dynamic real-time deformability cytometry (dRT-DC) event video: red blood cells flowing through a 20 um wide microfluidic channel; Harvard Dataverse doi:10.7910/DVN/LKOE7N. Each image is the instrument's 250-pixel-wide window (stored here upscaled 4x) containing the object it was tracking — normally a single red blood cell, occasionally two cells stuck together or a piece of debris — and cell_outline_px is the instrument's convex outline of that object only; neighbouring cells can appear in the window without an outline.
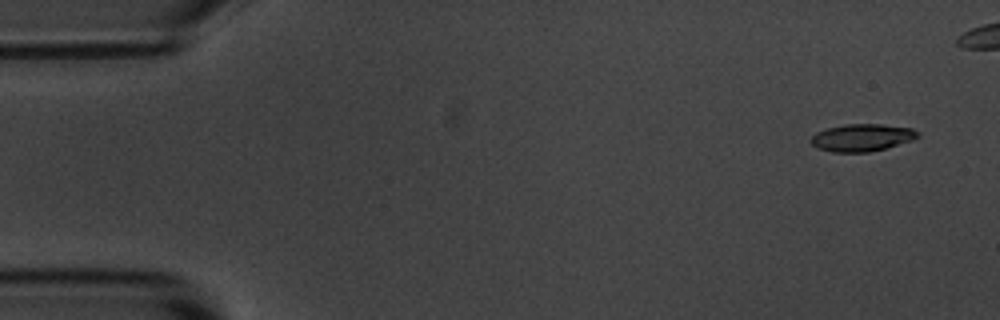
{"species": "common noctule bat (a hibernating species)", "species_latin": "Nyctalus noctula", "temperature_condition": "room temperature", "stored_images_in_passage": 10, "camera_frame_rate_fps": 3000, "um_per_image_px": 0.085, "animal": {"sex": "male", "body_mass_g": 20.1, "forearm_length_mm": 53.5}, "frame": {"image": 1, "passage_image": 1, "time_ms": 0.0, "image_size_px": [1000, 320], "cell_outline_px": [[920, 136], [912, 140], [884, 148], [868, 152], [832, 152], [816, 148], [808, 140], [816, 132], [828, 128], [844, 124], [880, 124], [912, 128], [920, 132]], "centroid_in_image_um": [73.24, 11.69], "position_along_channel_um": 11.8, "area_um2": 17.05}}
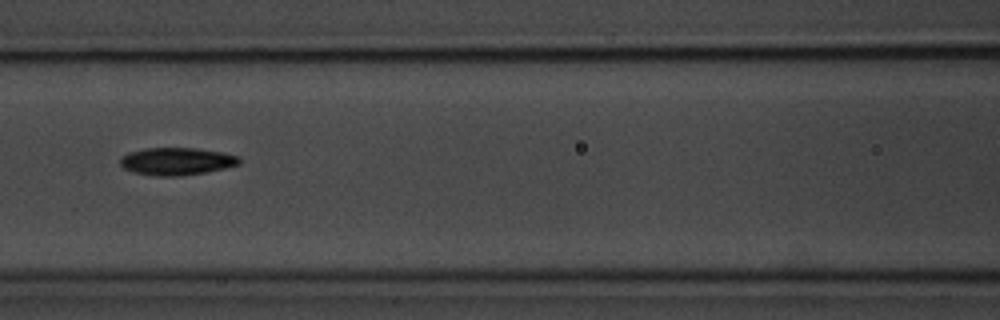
{"frame": {"image": 2, "passage_image": 7, "time_ms": 7.0, "image_size_px": [1000, 320], "cell_outline_px": [[240, 164], [224, 168], [204, 172], [176, 176], [156, 176], [136, 172], [124, 168], [120, 164], [120, 156], [128, 152], [144, 148], [196, 148], [220, 152], [240, 156]], "centroid_in_image_um": [14.99, 13.7], "position_along_channel_um": 151.6, "area_um2": 18.96}}